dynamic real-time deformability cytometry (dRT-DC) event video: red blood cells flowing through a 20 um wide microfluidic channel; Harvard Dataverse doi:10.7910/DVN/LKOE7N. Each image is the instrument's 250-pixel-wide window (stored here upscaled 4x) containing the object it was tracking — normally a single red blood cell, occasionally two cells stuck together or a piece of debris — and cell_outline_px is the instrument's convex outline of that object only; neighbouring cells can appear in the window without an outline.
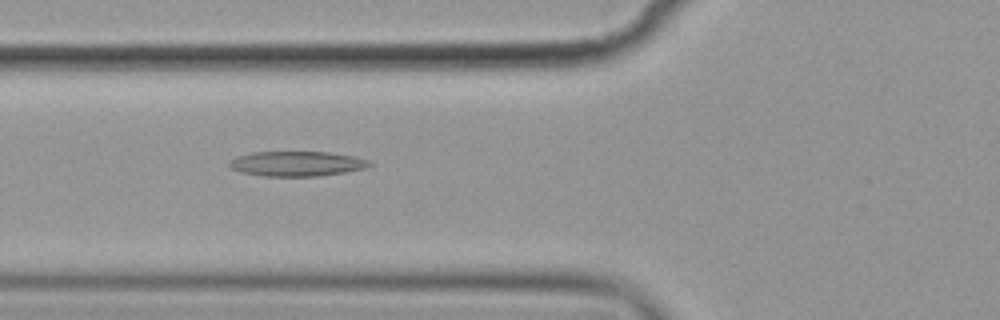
{"species": "common noctule bat (a hibernating species)", "species_latin": "Nyctalus noctula", "temperature_condition": "cold", "stored_images_in_passage": 10, "camera_frame_rate_fps": 3000, "um_per_image_px": 0.085, "animal": {"sex": "female", "body_mass_g": 19.9}, "frame": {"image": 1, "passage_image": 7, "time_ms": 7.0, "image_size_px": [1000, 320], "cell_outline_px": [[372, 164], [364, 168], [344, 172], [316, 176], [264, 176], [240, 172], [232, 168], [228, 164], [228, 160], [236, 156], [252, 152], [328, 152], [352, 156], [368, 160]], "centroid_in_image_um": [25.16, 13.91], "position_along_channel_um": 100.6, "area_um2": 20.23}}
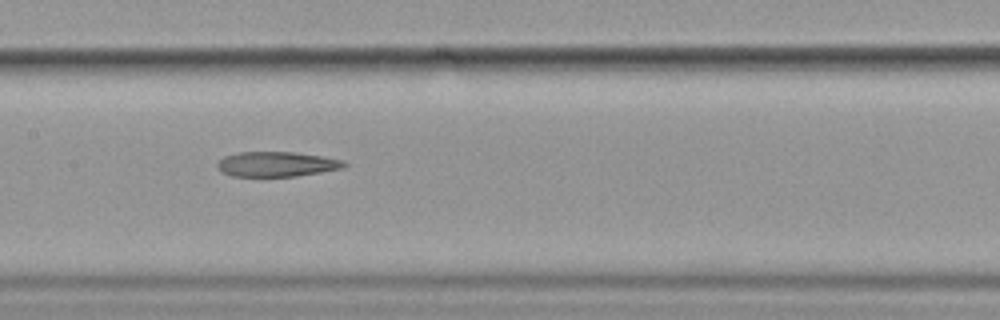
{"frame": {"image": 2, "passage_image": 9, "time_ms": 9.333, "image_size_px": [1000, 320], "cell_outline_px": [[348, 164], [344, 168], [296, 176], [232, 176], [216, 168], [216, 164], [224, 156], [236, 152], [296, 152], [324, 156], [344, 160]], "centroid_in_image_um": [23.54, 13.94], "position_along_channel_um": 183.9, "area_um2": 18.55}}
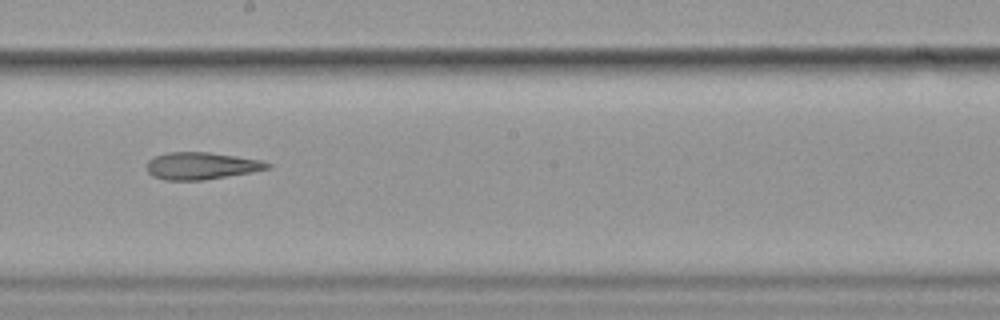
{"frame": {"image": 3, "passage_image": 10, "time_ms": 10.667, "image_size_px": [1000, 320], "cell_outline_px": [[272, 168], [252, 172], [204, 180], [164, 180], [152, 176], [148, 172], [148, 160], [156, 156], [168, 152], [208, 152], [264, 160], [272, 164]], "centroid_in_image_um": [17.17, 14.1], "position_along_channel_um": 231.0, "area_um2": 19.19}}